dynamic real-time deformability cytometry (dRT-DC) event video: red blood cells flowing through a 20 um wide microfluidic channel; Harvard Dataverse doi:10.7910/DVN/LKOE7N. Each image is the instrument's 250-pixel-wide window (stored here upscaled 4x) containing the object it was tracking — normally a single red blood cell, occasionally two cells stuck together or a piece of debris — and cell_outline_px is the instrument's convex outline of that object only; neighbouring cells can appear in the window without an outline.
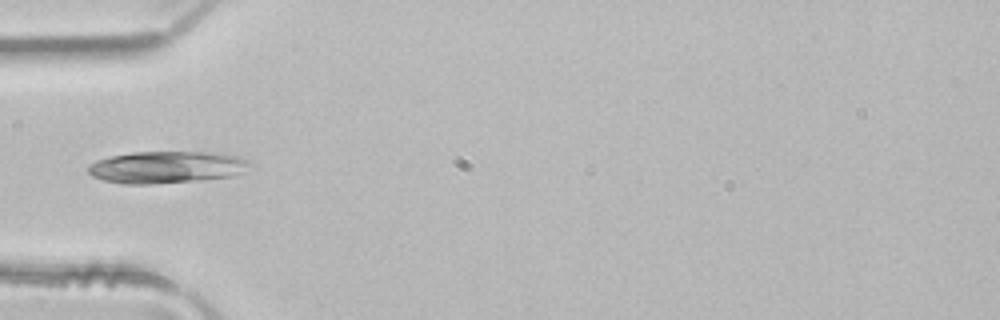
{"species": "common noctule bat (a hibernating species)", "species_latin": "Nyctalus noctula", "temperature_condition": "room temperature", "stored_images_in_passage": 4, "camera_frame_rate_fps": 3000, "um_per_image_px": 0.085, "animal": {"sex": "male", "body_mass_g": 21.5, "forearm_length_mm": 52.0}, "frame": {"image": 1, "passage_image": 4, "time_ms": 1.0, "image_size_px": [1000, 320], "cell_outline_px": [[256, 164], [244, 172], [232, 176], [200, 180], [148, 184], [124, 184], [104, 180], [92, 176], [88, 172], [88, 164], [96, 160], [112, 156], [136, 152], [220, 152], [236, 156], [248, 160]], "centroid_in_image_um": [14.22, 14.21], "position_along_channel_um": 70.8, "area_um2": 30.4}}